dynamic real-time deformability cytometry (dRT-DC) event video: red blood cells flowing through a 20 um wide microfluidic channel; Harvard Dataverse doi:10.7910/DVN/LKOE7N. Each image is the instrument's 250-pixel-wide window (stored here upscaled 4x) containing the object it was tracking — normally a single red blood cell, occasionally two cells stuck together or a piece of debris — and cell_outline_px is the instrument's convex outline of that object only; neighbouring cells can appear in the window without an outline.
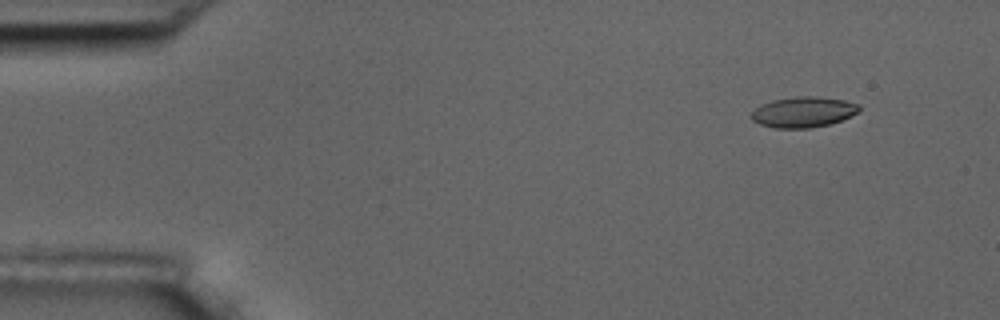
{"species": "common noctule bat (a hibernating species)", "species_latin": "Nyctalus noctula", "temperature_condition": "room temperature", "stored_images_in_passage": 5, "camera_frame_rate_fps": 3000, "um_per_image_px": 0.085, "animal": {"sex": "male", "body_mass_g": 17.5, "forearm_length_mm": 52.3}, "frame": {"image": 1, "passage_image": 1, "time_ms": 0.0, "image_size_px": [1000, 320], "cell_outline_px": [[860, 112], [840, 120], [828, 124], [808, 128], [776, 128], [760, 124], [752, 120], [748, 116], [760, 104], [772, 100], [796, 96], [816, 96], [844, 100], [860, 104]], "centroid_in_image_um": [68.26, 9.51], "position_along_channel_um": 16.7, "area_um2": 19.31}}
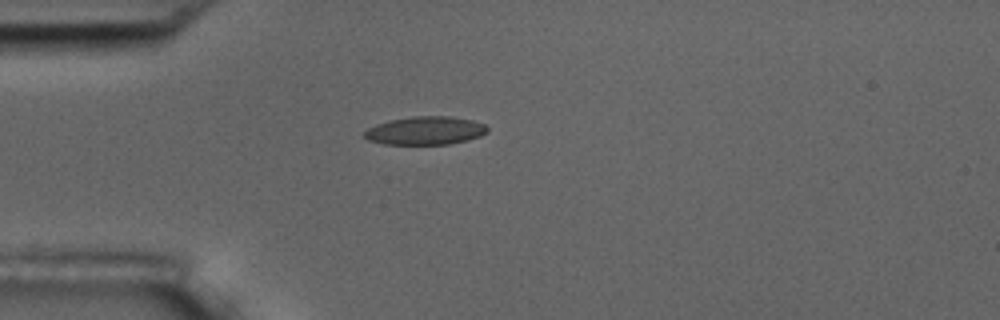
{"frame": {"image": 2, "passage_image": 4, "time_ms": 3.333, "image_size_px": [1000, 320], "cell_outline_px": [[488, 132], [480, 136], [468, 140], [448, 144], [384, 144], [368, 140], [364, 136], [364, 132], [368, 128], [376, 124], [388, 120], [412, 116], [448, 116], [472, 120], [484, 124], [488, 128]], "centroid_in_image_um": [36.15, 11.1], "position_along_channel_um": 48.9, "area_um2": 20.29}}